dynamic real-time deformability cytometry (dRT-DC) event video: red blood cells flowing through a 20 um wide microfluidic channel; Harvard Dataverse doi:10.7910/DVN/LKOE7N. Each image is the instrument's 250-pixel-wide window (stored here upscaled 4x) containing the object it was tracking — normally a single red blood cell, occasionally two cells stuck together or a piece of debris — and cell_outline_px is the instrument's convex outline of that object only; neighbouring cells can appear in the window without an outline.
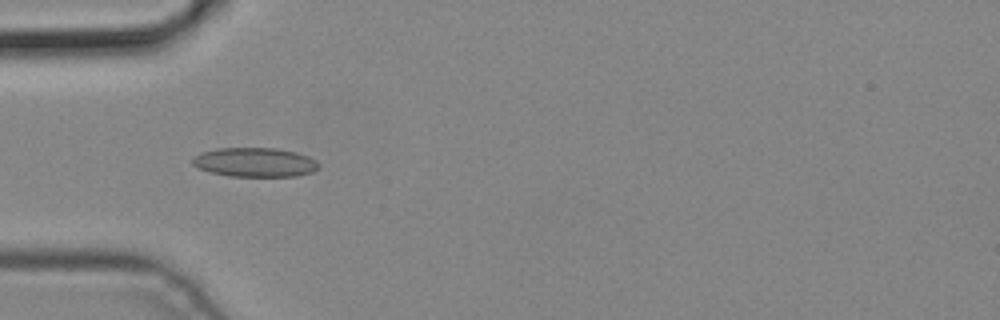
{"species": "common noctule bat (a hibernating species)", "species_latin": "Nyctalus noctula", "temperature_condition": "cold", "stored_images_in_passage": 3, "camera_frame_rate_fps": 3000, "um_per_image_px": 0.085, "animal": {"sex": "male", "body_mass_g": 19.2, "forearm_length_mm": 51.8}, "frame": {"image": 1, "passage_image": 3, "time_ms": 0.667, "image_size_px": [1000, 320], "cell_outline_px": [[320, 168], [312, 172], [296, 176], [228, 176], [208, 172], [192, 164], [192, 156], [200, 152], [216, 148], [276, 148], [296, 152], [308, 156], [316, 160], [320, 164]], "centroid_in_image_um": [21.66, 13.79], "position_along_channel_um": 63.3, "area_um2": 21.73}}